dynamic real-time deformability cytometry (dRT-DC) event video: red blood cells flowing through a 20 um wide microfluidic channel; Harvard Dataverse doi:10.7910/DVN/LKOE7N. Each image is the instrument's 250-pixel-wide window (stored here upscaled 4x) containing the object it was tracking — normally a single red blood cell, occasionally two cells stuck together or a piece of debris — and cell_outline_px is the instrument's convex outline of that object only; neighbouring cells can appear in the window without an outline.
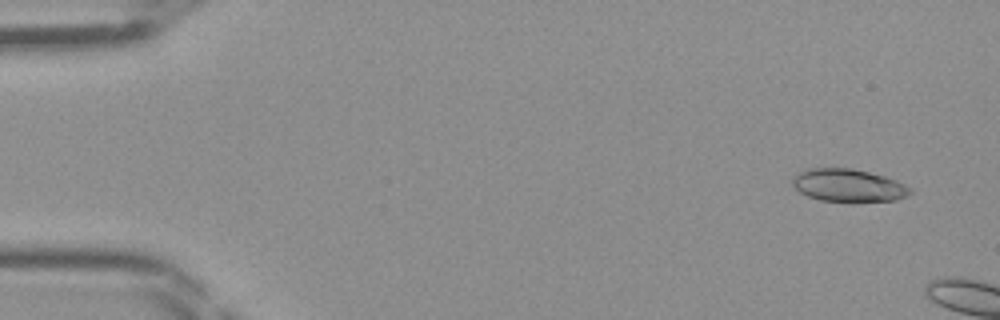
{"species": "Egyptian fruit bat (a non-hibernating species)", "species_latin": "Rousettus aegyptiacus", "temperature_condition": "room temperature", "stored_images_in_passage": 5, "camera_frame_rate_fps": 3000, "um_per_image_px": 0.085, "frame": {"image": 1, "passage_image": 2, "time_ms": 0.333, "image_size_px": [1000, 320], "cell_outline_px": [[912, 192], [908, 196], [896, 200], [856, 204], [852, 204], [820, 200], [808, 196], [800, 192], [792, 184], [792, 180], [800, 172], [808, 168], [852, 168], [884, 176], [896, 180], [912, 188]], "centroid_in_image_um": [72.16, 15.81], "position_along_channel_um": 12.8, "area_um2": 23.12}}